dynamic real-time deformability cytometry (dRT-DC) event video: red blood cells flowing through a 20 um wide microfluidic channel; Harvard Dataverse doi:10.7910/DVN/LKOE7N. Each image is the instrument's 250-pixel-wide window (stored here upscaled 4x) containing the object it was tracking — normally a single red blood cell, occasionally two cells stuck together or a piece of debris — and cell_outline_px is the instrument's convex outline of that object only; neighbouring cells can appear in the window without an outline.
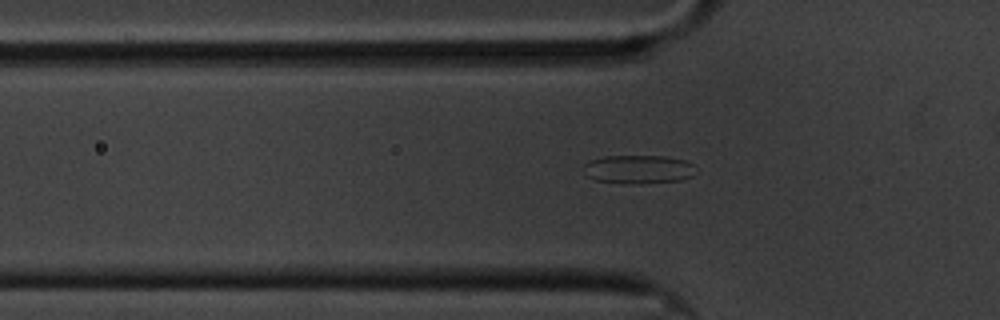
{"species": "common noctule bat (a hibernating species)", "species_latin": "Nyctalus noctula", "temperature_condition": "cold", "stored_images_in_passage": 40, "segment_of_instrument_passage": [1, 2], "camera_frame_rate_fps": 3000, "um_per_image_px": 0.085, "animal": {"sex": "male", "body_mass_g": 20.1, "forearm_length_mm": 53.5}, "frame": {"image": 1, "passage_image": 10, "time_ms": 3.0, "image_size_px": [1000, 320], "cell_outline_px": [[692, 176], [680, 180], [640, 184], [620, 184], [596, 180], [584, 176], [580, 168], [588, 160], [604, 156], [664, 156], [684, 160], [692, 164]], "centroid_in_image_um": [54.12, 14.4], "position_along_channel_um": 71.7, "area_um2": 19.02}}
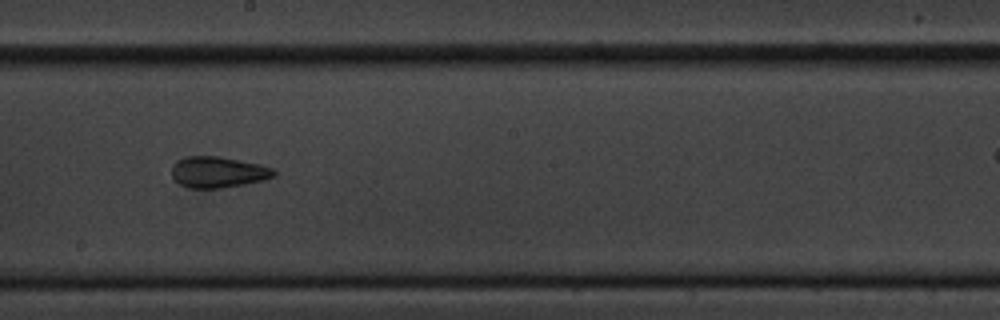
{"frame": {"image": 2, "passage_image": 24, "time_ms": 7.667, "image_size_px": [1000, 320], "cell_outline_px": [[276, 176], [264, 180], [244, 184], [220, 188], [188, 188], [180, 184], [172, 176], [172, 164], [176, 160], [184, 156], [216, 156], [260, 164], [272, 168], [276, 172]], "centroid_in_image_um": [18.52, 14.63], "position_along_channel_um": 229.7, "area_um2": 18.55}}
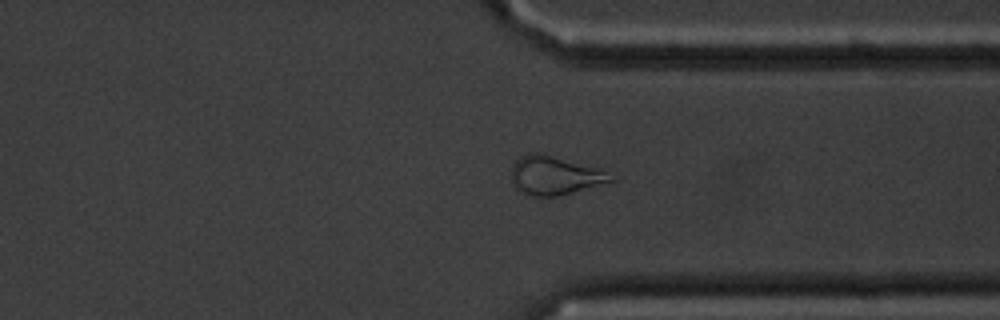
{"frame": {"image": 3, "passage_image": 36, "time_ms": 11.667, "image_size_px": [1000, 320], "cell_outline_px": [[616, 180], [560, 196], [524, 196], [512, 184], [512, 164], [520, 156], [528, 152], [536, 152], [596, 168], [604, 172]], "centroid_in_image_um": [47.05, 14.94], "position_along_channel_um": 364.3, "area_um2": 22.14}}